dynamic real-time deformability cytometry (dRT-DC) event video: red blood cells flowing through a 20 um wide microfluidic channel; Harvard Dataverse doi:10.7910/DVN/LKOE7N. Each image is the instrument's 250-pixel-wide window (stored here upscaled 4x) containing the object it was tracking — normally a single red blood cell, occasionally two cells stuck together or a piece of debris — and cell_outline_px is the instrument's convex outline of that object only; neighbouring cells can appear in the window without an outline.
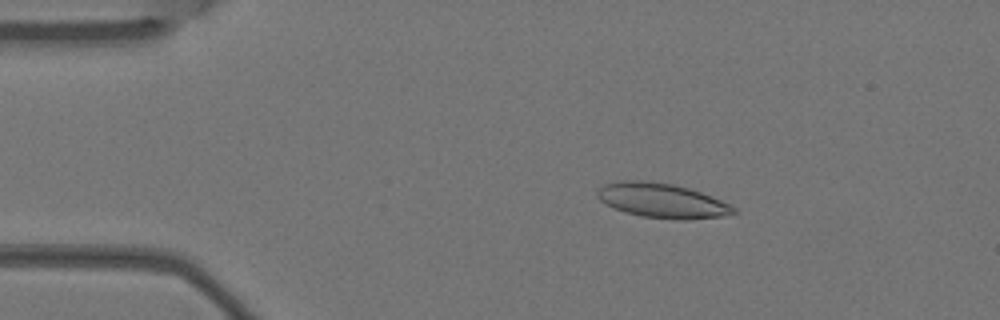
{"species": "Egyptian fruit bat (a non-hibernating species)", "species_latin": "Rousettus aegyptiacus", "temperature_condition": "warm", "stored_images_in_passage": 3, "camera_frame_rate_fps": 3000, "um_per_image_px": 0.085, "animal": {"sex": "female"}, "frame": {"image": 1, "passage_image": 2, "time_ms": 0.333, "image_size_px": [1000, 320], "cell_outline_px": [[736, 212], [724, 216], [684, 220], [680, 220], [640, 216], [624, 212], [600, 200], [596, 196], [596, 192], [604, 184], [620, 180], [644, 180], [672, 184], [688, 188], [712, 196], [736, 208]], "centroid_in_image_um": [56.26, 17.05], "position_along_channel_um": 28.7, "area_um2": 27.34}}